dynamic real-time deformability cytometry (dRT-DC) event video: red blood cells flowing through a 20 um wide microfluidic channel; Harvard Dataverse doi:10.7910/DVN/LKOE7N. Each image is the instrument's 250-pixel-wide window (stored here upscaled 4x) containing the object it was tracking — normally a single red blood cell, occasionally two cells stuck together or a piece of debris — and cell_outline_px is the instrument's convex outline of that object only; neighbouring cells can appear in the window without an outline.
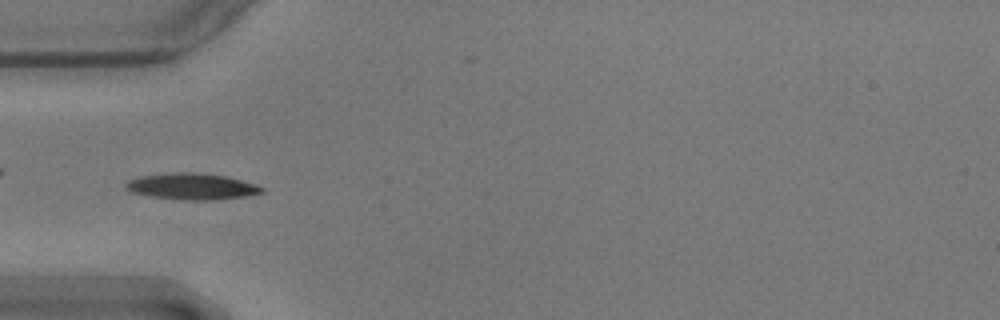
{"species": "common noctule bat (a hibernating species)", "species_latin": "Nyctalus noctula", "temperature_condition": "warm", "stored_images_in_passage": 39, "camera_frame_rate_fps": 3000, "um_per_image_px": 0.085, "animal": {"sex": "male", "body_mass_g": 17.9}, "frame": {"image": 1, "passage_image": 6, "time_ms": 1.667, "image_size_px": [1000, 320], "cell_outline_px": [[264, 192], [244, 196], [212, 200], [184, 200], [152, 196], [132, 192], [128, 188], [128, 184], [132, 180], [144, 176], [188, 172], [192, 172], [224, 176], [240, 180], [264, 188]], "centroid_in_image_um": [16.38, 15.86], "position_along_channel_um": 68.6, "area_um2": 19.88}}
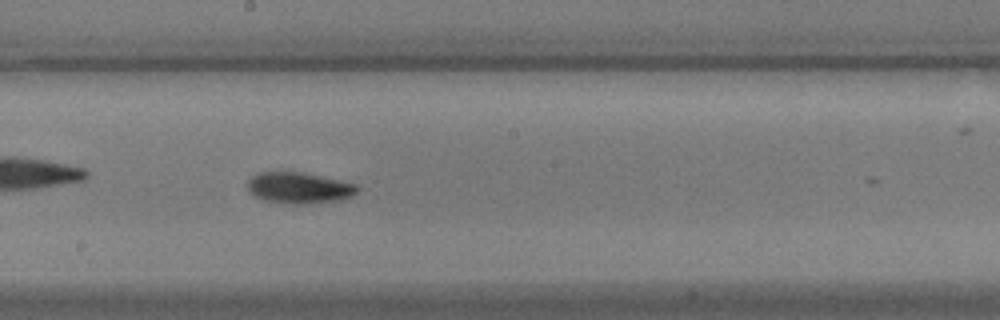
{"frame": {"image": 2, "passage_image": 19, "time_ms": 6.0, "image_size_px": [1000, 320], "cell_outline_px": [[360, 188], [352, 196], [340, 200], [308, 204], [292, 204], [264, 200], [256, 196], [248, 188], [248, 180], [256, 172], [300, 172], [320, 176], [356, 184]], "centroid_in_image_um": [25.43, 15.97], "position_along_channel_um": 222.8, "area_um2": 19.77}}
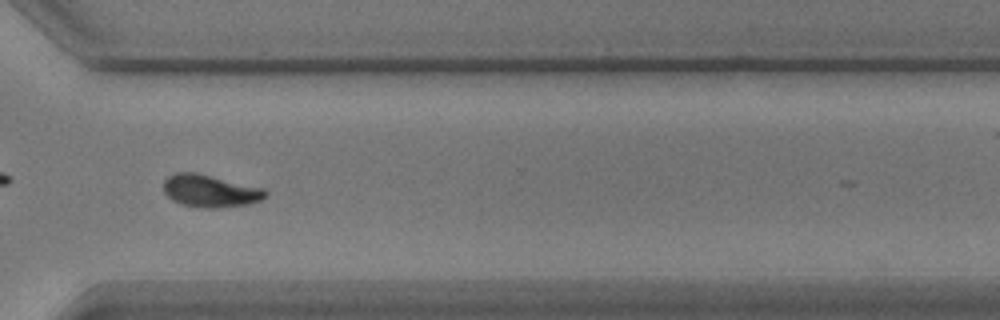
{"frame": {"image": 3, "passage_image": 30, "time_ms": 9.667, "image_size_px": [1000, 320], "cell_outline_px": [[268, 196], [260, 200], [248, 204], [212, 208], [204, 208], [184, 204], [172, 200], [164, 192], [164, 180], [168, 176], [176, 172], [196, 172], [264, 188], [268, 192]], "centroid_in_image_um": [17.88, 16.21], "position_along_channel_um": 352.7, "area_um2": 19.19}, "authors_computed_cell_mechanics": {"area_um2": 18.9006, "velocity_mm_per_s": 3.5445, "shape_relaxation_time_tau1_ms": 3.0518, "shape_relaxation_time_tau2_ms": null, "deformation_change_tau1": 0.1284, "deformation_change_tau2": null}}